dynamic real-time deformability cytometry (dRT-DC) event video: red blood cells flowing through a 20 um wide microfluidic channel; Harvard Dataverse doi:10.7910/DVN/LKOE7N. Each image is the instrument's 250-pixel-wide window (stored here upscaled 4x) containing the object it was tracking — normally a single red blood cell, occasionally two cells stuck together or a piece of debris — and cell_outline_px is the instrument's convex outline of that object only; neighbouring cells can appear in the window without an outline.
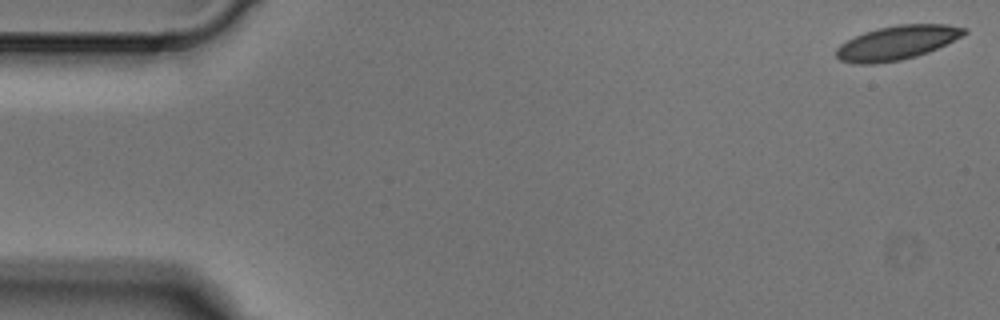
{"species": "Egyptian fruit bat (a non-hibernating species)", "species_latin": "Rousettus aegyptiacus", "temperature_condition": "cold", "stored_images_in_passage": 4, "camera_frame_rate_fps": 3000, "um_per_image_px": 0.085, "animal": {"sex": "male"}, "frame": {"image": 1, "passage_image": 1, "time_ms": 0.0, "image_size_px": [1000, 320], "cell_outline_px": [[968, 32], [928, 52], [916, 56], [900, 60], [872, 64], [852, 64], [840, 60], [836, 56], [836, 48], [840, 44], [864, 32], [880, 28], [900, 24], [948, 24], [968, 28]], "centroid_in_image_um": [76.22, 3.63], "position_along_channel_um": 8.8, "area_um2": 25.14}}
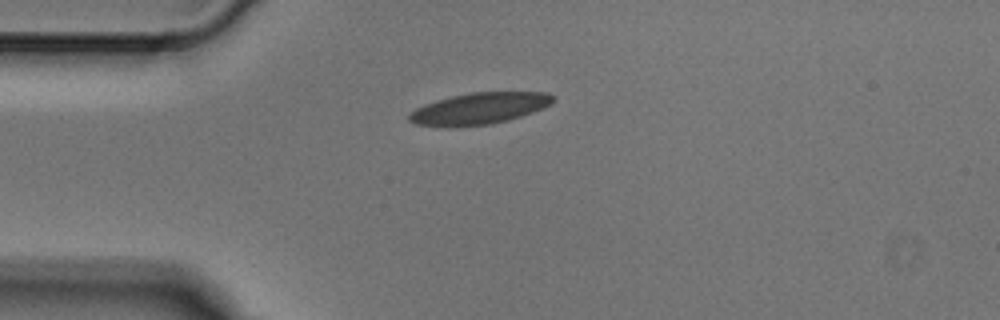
{"frame": {"image": 2, "passage_image": 4, "time_ms": 1.0, "image_size_px": [1000, 320], "cell_outline_px": [[556, 100], [552, 104], [544, 108], [508, 120], [492, 124], [448, 128], [416, 124], [408, 120], [408, 116], [416, 108], [424, 104], [436, 100], [452, 96], [472, 92], [548, 92], [556, 96]], "centroid_in_image_um": [40.76, 9.23], "position_along_channel_um": 44.2, "area_um2": 26.76}}